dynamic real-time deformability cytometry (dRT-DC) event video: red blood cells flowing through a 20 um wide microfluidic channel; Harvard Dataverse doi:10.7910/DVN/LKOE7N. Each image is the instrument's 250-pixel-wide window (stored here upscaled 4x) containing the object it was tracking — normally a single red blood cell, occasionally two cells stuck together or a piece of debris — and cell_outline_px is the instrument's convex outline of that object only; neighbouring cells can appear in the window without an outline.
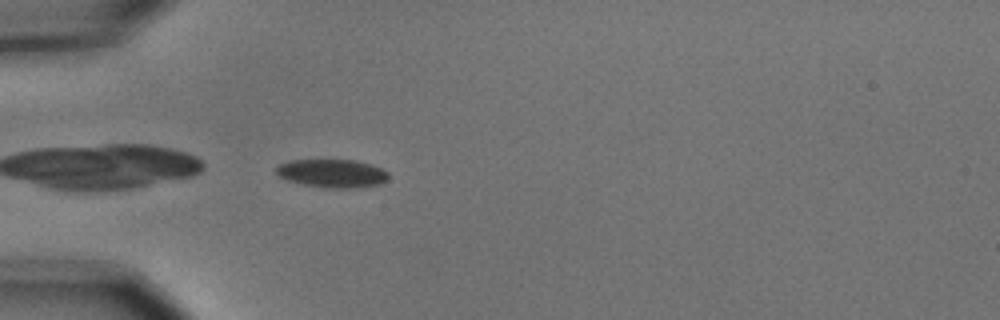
{"species": "common noctule bat (a hibernating species)", "species_latin": "Nyctalus noctula", "temperature_condition": "cold", "stored_images_in_passage": 39, "camera_frame_rate_fps": 3000, "um_per_image_px": 0.085, "animal": {"sex": "male", "body_mass_g": 15.6}, "frame": {"image": 1, "passage_image": 1, "time_ms": 0.0, "image_size_px": [1000, 320], "cell_outline_px": [[388, 180], [380, 184], [360, 188], [324, 188], [300, 184], [288, 180], [280, 176], [276, 172], [276, 168], [280, 164], [288, 160], [352, 160], [372, 164], [388, 172]], "centroid_in_image_um": [28.26, 14.75], "position_along_channel_um": 56.7, "area_um2": 18.67}}
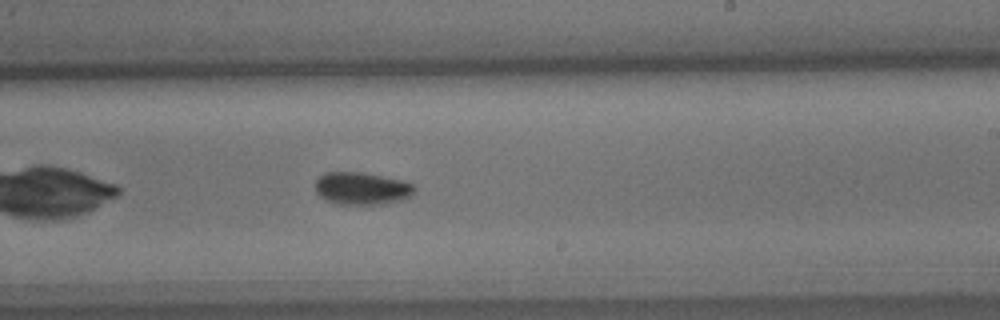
{"frame": {"image": 2, "passage_image": 18, "time_ms": 5.667, "image_size_px": [1000, 320], "cell_outline_px": [[416, 188], [404, 200], [384, 204], [336, 204], [320, 196], [316, 192], [316, 180], [324, 172], [364, 172], [400, 180], [412, 184]], "centroid_in_image_um": [30.74, 16.01], "position_along_channel_um": 258.3, "area_um2": 18.67}}
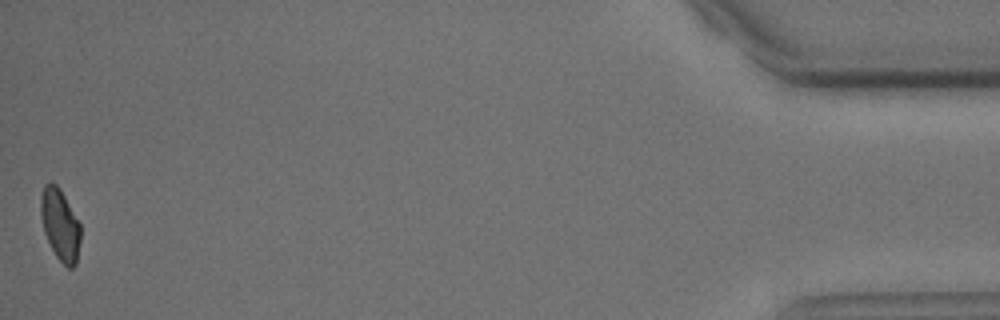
{"frame": {"image": 3, "passage_image": 39, "time_ms": 12.667, "image_size_px": [1000, 320], "cell_outline_px": [[80, 240], [76, 264], [72, 268], [68, 268], [56, 256], [44, 232], [40, 216], [40, 196], [44, 184], [56, 184], [60, 188], [80, 224]], "centroid_in_image_um": [5.1, 19.09], "position_along_channel_um": 430.1, "area_um2": 16.47}, "authors_computed_cell_mechanics": {"area_um2": 18.2648, "velocity_mm_per_s": 3.6843, "shape_relaxation_time_tau1_ms": 2.9936, "shape_relaxation_time_tau2_ms": null, "deformation_change_tau1": 0.0881, "deformation_change_tau2": null}}